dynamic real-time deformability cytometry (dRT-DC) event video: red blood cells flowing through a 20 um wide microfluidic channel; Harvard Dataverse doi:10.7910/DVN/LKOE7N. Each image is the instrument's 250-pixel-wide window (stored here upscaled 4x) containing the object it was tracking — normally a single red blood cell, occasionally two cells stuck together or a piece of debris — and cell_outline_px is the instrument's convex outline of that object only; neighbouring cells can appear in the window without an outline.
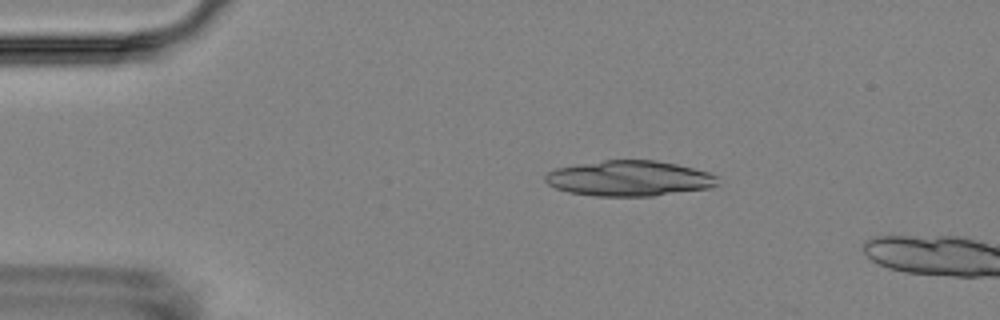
{"species": "Egyptian fruit bat (a non-hibernating species)", "species_latin": "Rousettus aegyptiacus", "temperature_condition": "room temperature", "stored_images_in_passage": 2, "camera_frame_rate_fps": 3000, "um_per_image_px": 0.085, "animal": {"sex": "female"}, "frame": {"image": 1, "passage_image": 1, "time_ms": 0.0, "image_size_px": [1000, 320], "cell_outline_px": [[720, 176], [716, 184], [708, 188], [652, 196], [596, 196], [568, 192], [556, 188], [548, 184], [544, 180], [544, 176], [548, 172], [556, 168], [576, 164], [604, 160], [656, 160], [676, 164], [708, 172]], "centroid_in_image_um": [53.46, 15.16], "position_along_channel_um": 31.5, "area_um2": 35.6}}